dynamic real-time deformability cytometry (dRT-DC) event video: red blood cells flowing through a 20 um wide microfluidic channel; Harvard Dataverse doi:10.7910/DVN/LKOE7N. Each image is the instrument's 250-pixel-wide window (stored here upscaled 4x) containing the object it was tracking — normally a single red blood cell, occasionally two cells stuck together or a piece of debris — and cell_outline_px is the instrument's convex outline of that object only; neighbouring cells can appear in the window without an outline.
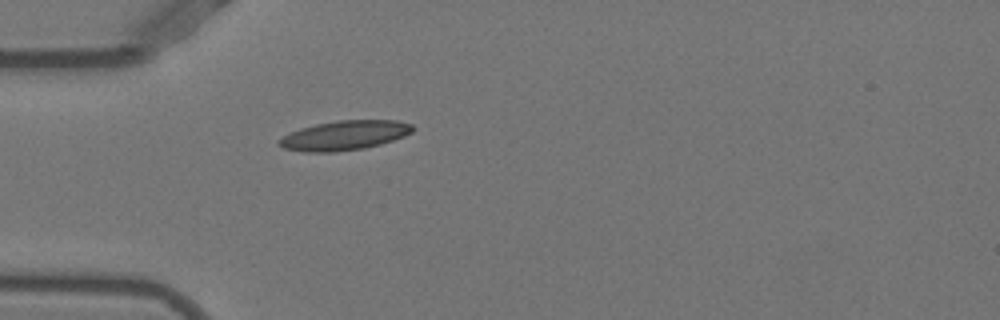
{"species": "Egyptian fruit bat (a non-hibernating species)", "species_latin": "Rousettus aegyptiacus", "temperature_condition": "warm", "stored_images_in_passage": 37, "camera_frame_rate_fps": 3000, "um_per_image_px": 0.085, "animal": {"sex": "female"}, "frame": {"image": 1, "passage_image": 1, "time_ms": 0.0, "image_size_px": [1000, 320], "cell_outline_px": [[416, 128], [412, 132], [404, 136], [380, 144], [364, 148], [336, 152], [304, 152], [284, 148], [276, 144], [276, 140], [300, 128], [316, 124], [340, 120], [396, 120], [412, 124]], "centroid_in_image_um": [29.28, 11.51], "position_along_channel_um": 55.7, "area_um2": 23.0}}
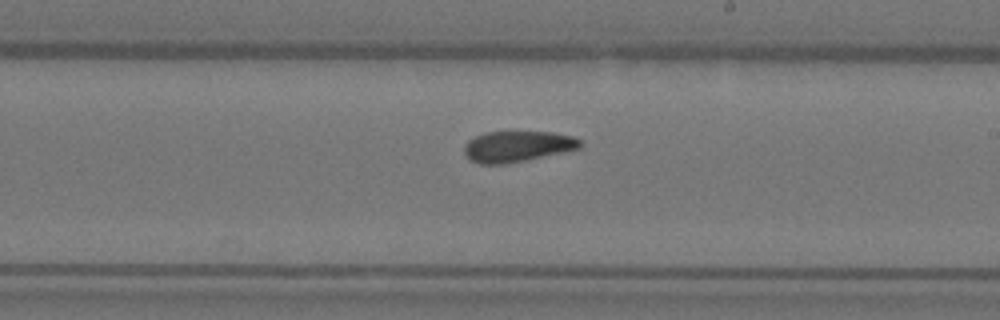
{"frame": {"image": 2, "passage_image": 16, "time_ms": 5.0, "image_size_px": [1000, 320], "cell_outline_px": [[584, 144], [580, 148], [524, 160], [504, 164], [480, 164], [472, 160], [464, 152], [464, 144], [468, 140], [484, 132], [552, 132], [572, 136], [580, 140]], "centroid_in_image_um": [43.97, 12.43], "position_along_channel_um": 245.0, "area_um2": 20.63}}
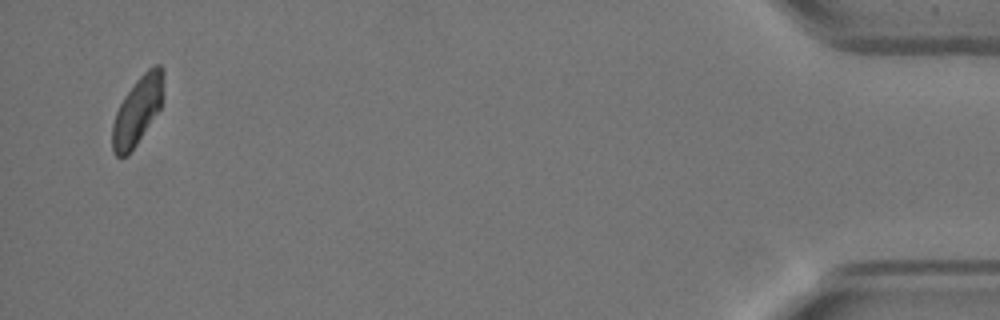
{"frame": {"image": 3, "passage_image": 36, "time_ms": 11.667, "image_size_px": [1000, 320], "cell_outline_px": [[164, 72], [160, 108], [128, 156], [116, 156], [112, 152], [112, 124], [116, 112], [124, 96], [136, 80], [148, 68], [156, 64], [160, 64], [164, 68]], "centroid_in_image_um": [11.67, 9.39], "position_along_channel_um": 423.5, "area_um2": 20.06}}